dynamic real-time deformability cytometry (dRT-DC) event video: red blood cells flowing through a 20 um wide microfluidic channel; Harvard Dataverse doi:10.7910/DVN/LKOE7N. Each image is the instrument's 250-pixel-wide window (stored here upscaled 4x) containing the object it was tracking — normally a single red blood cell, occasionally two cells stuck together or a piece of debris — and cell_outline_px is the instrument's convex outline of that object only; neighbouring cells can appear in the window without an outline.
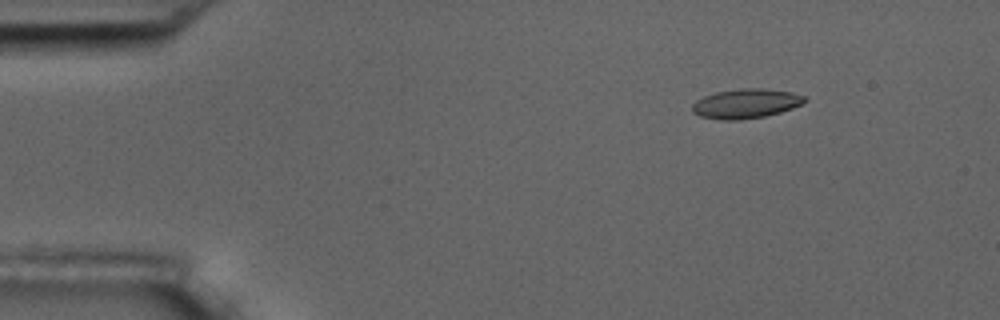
{"species": "common noctule bat (a hibernating species)", "species_latin": "Nyctalus noctula", "temperature_condition": "room temperature", "stored_images_in_passage": 6, "camera_frame_rate_fps": 3000, "um_per_image_px": 0.085, "animal": {"sex": "male", "body_mass_g": 17.5, "forearm_length_mm": 52.3}, "frame": {"image": 1, "passage_image": 3, "time_ms": 2.333, "image_size_px": [1000, 320], "cell_outline_px": [[804, 100], [800, 104], [792, 108], [780, 112], [764, 116], [740, 120], [720, 120], [700, 116], [692, 112], [692, 104], [696, 100], [704, 96], [716, 92], [740, 88], [760, 88], [792, 92], [804, 96]], "centroid_in_image_um": [63.34, 8.81], "position_along_channel_um": 21.7, "area_um2": 19.19}}
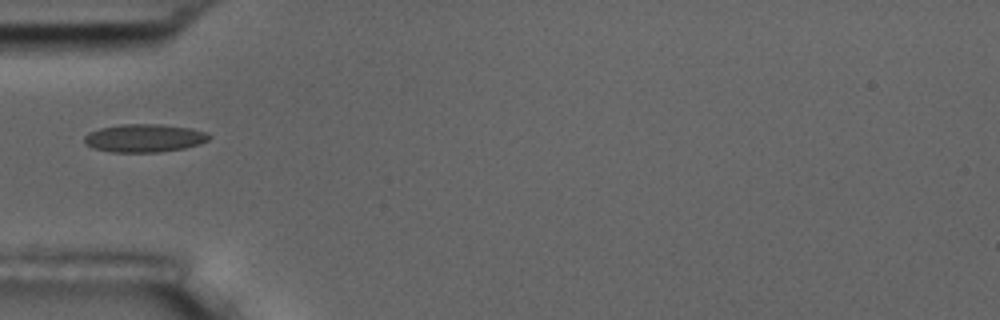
{"frame": {"image": 2, "passage_image": 6, "time_ms": 6.0, "image_size_px": [1000, 320], "cell_outline_px": [[212, 136], [208, 140], [200, 144], [184, 148], [160, 152], [112, 152], [92, 148], [84, 144], [84, 136], [88, 132], [100, 128], [120, 124], [160, 124], [192, 128], [208, 132]], "centroid_in_image_um": [12.27, 11.73], "position_along_channel_um": 72.7, "area_um2": 20.69}}